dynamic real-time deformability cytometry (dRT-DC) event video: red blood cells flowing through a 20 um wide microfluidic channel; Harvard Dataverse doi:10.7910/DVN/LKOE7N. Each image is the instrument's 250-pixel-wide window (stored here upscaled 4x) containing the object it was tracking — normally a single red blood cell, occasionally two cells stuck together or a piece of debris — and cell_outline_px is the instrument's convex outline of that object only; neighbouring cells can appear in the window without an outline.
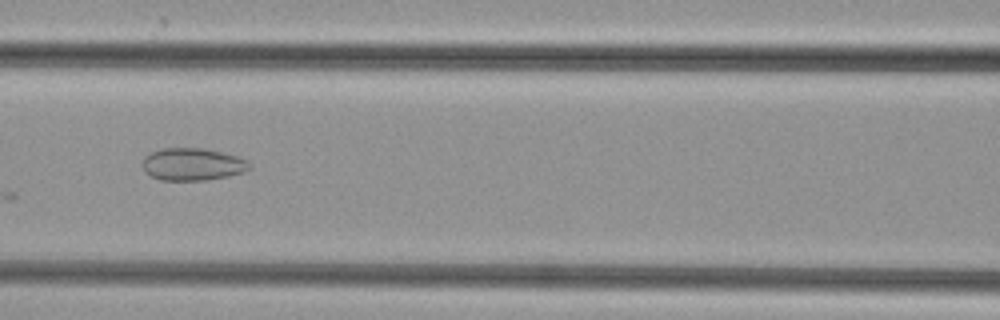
{"species": "common noctule bat (a hibernating species)", "species_latin": "Nyctalus noctula", "temperature_condition": "cold", "stored_images_in_passage": 15, "camera_frame_rate_fps": 3000, "um_per_image_px": 0.085, "animal": {"sex": "female", "body_mass_g": 29.2, "forearm_length_mm": 56.3}, "frame": {"image": 1, "passage_image": 11, "time_ms": 3.333, "image_size_px": [1000, 320], "cell_outline_px": [[252, 168], [244, 172], [228, 176], [204, 180], [160, 180], [144, 172], [144, 156], [152, 152], [164, 148], [204, 148], [236, 156], [248, 160]], "centroid_in_image_um": [16.39, 13.97], "position_along_channel_um": 150.2, "area_um2": 20.11}}